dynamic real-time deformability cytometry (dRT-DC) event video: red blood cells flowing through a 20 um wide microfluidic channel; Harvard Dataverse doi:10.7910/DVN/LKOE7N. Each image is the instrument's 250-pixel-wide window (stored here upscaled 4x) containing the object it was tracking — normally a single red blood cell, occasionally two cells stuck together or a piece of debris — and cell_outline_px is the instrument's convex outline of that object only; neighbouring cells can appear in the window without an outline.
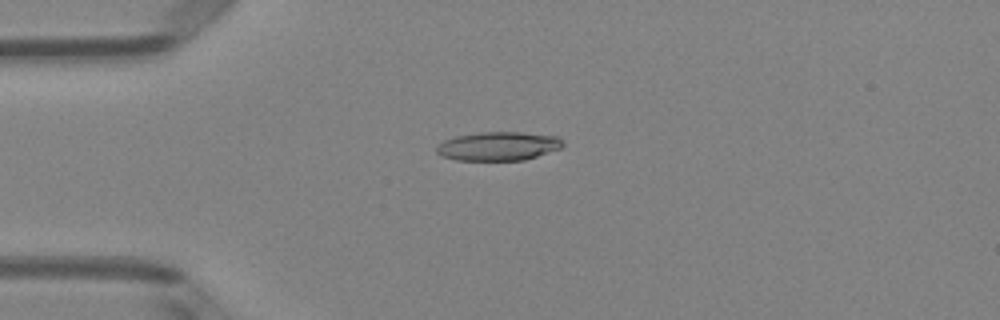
{"species": "Egyptian fruit bat (a non-hibernating species)", "species_latin": "Rousettus aegyptiacus", "temperature_condition": "room temperature", "stored_images_in_passage": 51, "camera_frame_rate_fps": 3000, "um_per_image_px": 0.085, "animal": {"sex": "female"}, "frame": {"image": 1, "passage_image": 13, "time_ms": 4.0, "image_size_px": [1000, 320], "cell_outline_px": [[564, 144], [560, 148], [524, 160], [456, 160], [444, 156], [436, 152], [436, 148], [444, 140], [456, 136], [480, 132], [520, 132], [556, 136], [564, 140]], "centroid_in_image_um": [42.37, 12.42], "position_along_channel_um": 42.6, "area_um2": 20.98}}
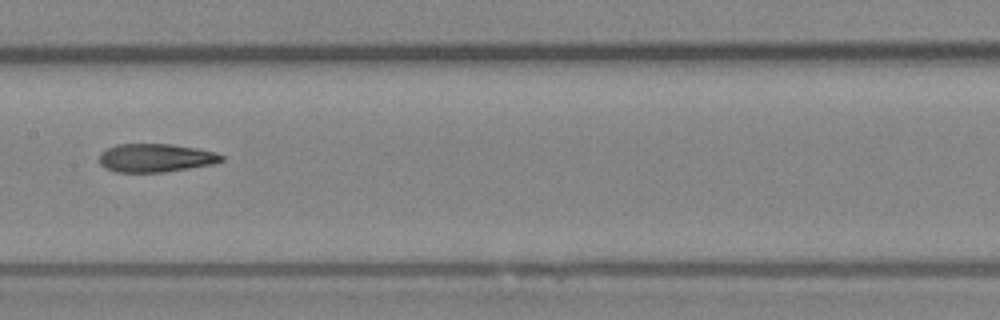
{"frame": {"image": 2, "passage_image": 26, "time_ms": 8.333, "image_size_px": [1000, 320], "cell_outline_px": [[224, 160], [212, 164], [164, 172], [116, 172], [104, 168], [100, 164], [100, 152], [116, 144], [172, 144], [196, 148], [216, 152], [224, 156]], "centroid_in_image_um": [13.22, 13.42], "position_along_channel_um": 194.2, "area_um2": 20.23}}
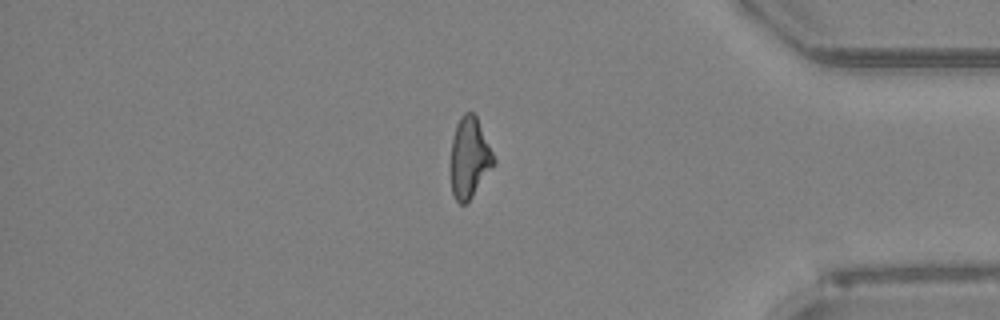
{"frame": {"image": 3, "passage_image": 43, "time_ms": 14.0, "image_size_px": [1000, 320], "cell_outline_px": [[496, 164], [472, 196], [464, 204], [460, 204], [456, 200], [452, 192], [452, 140], [456, 124], [460, 116], [464, 112], [472, 112], [476, 116], [496, 160]], "centroid_in_image_um": [39.92, 13.39], "position_along_channel_um": 395.3, "area_um2": 19.88}, "authors_computed_cell_mechanics": {"area_um2": 20.808, "velocity_mm_per_s": 4.0437, "shape_relaxation_time_tau1_ms": null, "shape_relaxation_time_tau2_ms": 2.3418, "deformation_change_tau1": null, "deformation_change_tau2": 0.1207}}